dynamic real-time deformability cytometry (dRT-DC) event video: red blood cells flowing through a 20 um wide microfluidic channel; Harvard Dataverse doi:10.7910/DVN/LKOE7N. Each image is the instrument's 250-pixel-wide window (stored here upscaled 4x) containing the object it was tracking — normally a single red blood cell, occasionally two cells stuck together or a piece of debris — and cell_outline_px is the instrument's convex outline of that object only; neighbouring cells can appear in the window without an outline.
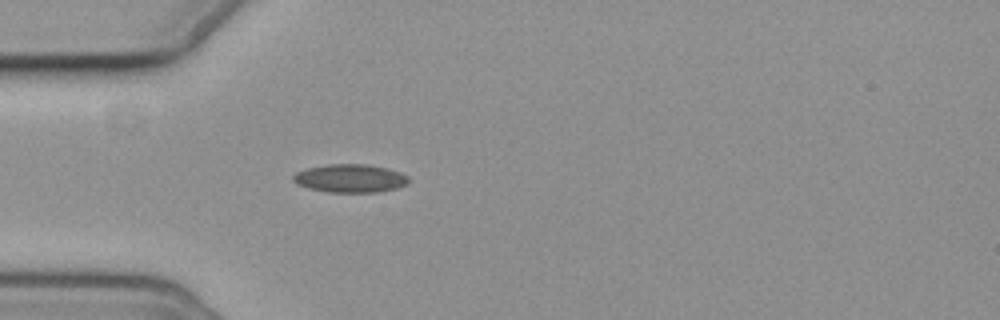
{"species": "common noctule bat (a hibernating species)", "species_latin": "Nyctalus noctula", "temperature_condition": "cold", "stored_images_in_passage": 4, "camera_frame_rate_fps": 3000, "um_per_image_px": 0.085, "animal": {"sex": "female", "body_mass_g": 19.3, "forearm_length_mm": 54.1}, "frame": {"image": 1, "passage_image": 4, "time_ms": 4.333, "image_size_px": [1000, 320], "cell_outline_px": [[408, 184], [396, 188], [376, 192], [328, 192], [308, 188], [296, 184], [292, 180], [292, 176], [296, 172], [308, 168], [328, 164], [368, 164], [388, 168], [400, 172], [408, 176]], "centroid_in_image_um": [29.75, 15.15], "position_along_channel_um": 55.2, "area_um2": 19.07}}